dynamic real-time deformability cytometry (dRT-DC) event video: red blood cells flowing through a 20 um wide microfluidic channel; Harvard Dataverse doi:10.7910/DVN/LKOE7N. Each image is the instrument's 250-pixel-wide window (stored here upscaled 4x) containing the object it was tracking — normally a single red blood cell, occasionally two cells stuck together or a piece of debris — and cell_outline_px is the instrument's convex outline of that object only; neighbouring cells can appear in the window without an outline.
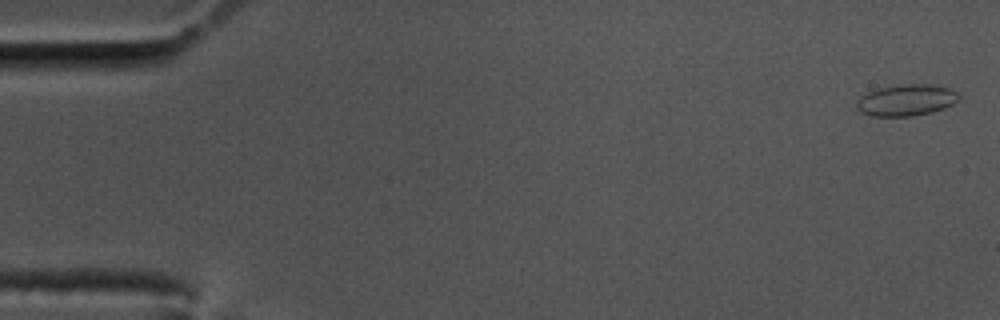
{"species": "common noctule bat (a hibernating species)", "species_latin": "Nyctalus noctula", "temperature_condition": "cold", "stored_images_in_passage": 58, "camera_frame_rate_fps": 3000, "um_per_image_px": 0.085, "animal": {"sex": "male", "body_mass_g": 17.5, "forearm_length_mm": 52.3}, "frame": {"image": 1, "passage_image": 2, "time_ms": 0.333, "image_size_px": [1000, 320], "cell_outline_px": [[960, 100], [944, 108], [932, 112], [912, 116], [872, 116], [860, 112], [856, 108], [856, 100], [860, 96], [868, 92], [880, 88], [900, 84], [928, 84], [948, 88], [956, 92], [960, 96]], "centroid_in_image_um": [77.02, 8.52], "position_along_channel_um": 8.0, "area_um2": 18.79}}
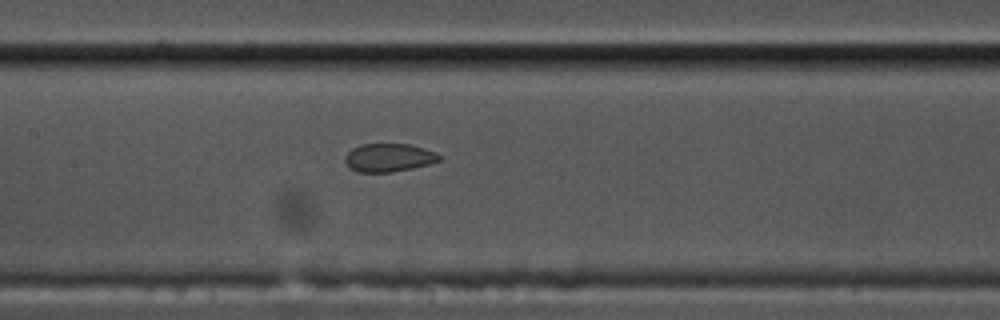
{"frame": {"image": 2, "passage_image": 28, "time_ms": 9.0, "image_size_px": [1000, 320], "cell_outline_px": [[444, 156], [440, 160], [428, 164], [412, 168], [392, 172], [356, 172], [348, 168], [344, 160], [344, 156], [352, 148], [364, 144], [408, 144], [424, 148], [436, 152]], "centroid_in_image_um": [33.04, 13.4], "position_along_channel_um": 174.4, "area_um2": 15.66}}
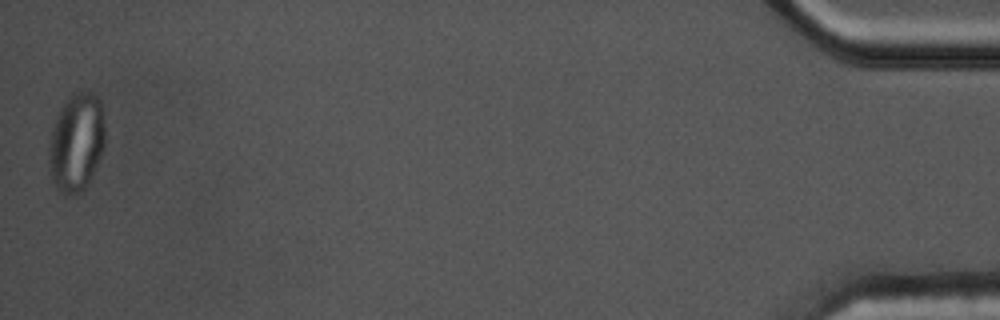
{"frame": {"image": 3, "passage_image": 58, "time_ms": 19.0, "image_size_px": [1000, 320], "cell_outline_px": [[104, 148], [88, 184], [80, 192], [64, 196], [56, 188], [52, 176], [48, 160], [48, 148], [52, 128], [56, 116], [60, 108], [68, 96], [72, 92], [92, 92], [100, 100], [104, 124]], "centroid_in_image_um": [6.48, 12.09], "position_along_channel_um": 428.7, "area_um2": 32.25}}